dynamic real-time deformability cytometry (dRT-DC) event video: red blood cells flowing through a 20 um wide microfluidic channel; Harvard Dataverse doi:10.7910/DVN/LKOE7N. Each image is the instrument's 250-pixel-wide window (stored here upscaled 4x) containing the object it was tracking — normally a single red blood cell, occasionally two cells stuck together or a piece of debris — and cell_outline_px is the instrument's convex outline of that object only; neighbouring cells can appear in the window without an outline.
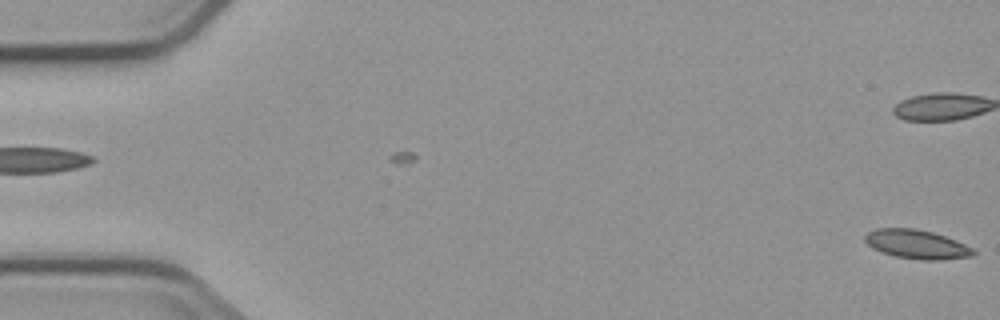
{"species": "common noctule bat (a hibernating species)", "species_latin": "Nyctalus noctula", "temperature_condition": "cold", "stored_images_in_passage": 3, "camera_frame_rate_fps": 3000, "um_per_image_px": 0.085, "animal": {"sex": "male", "body_mass_g": 23.1, "forearm_length_mm": 52.7}, "frame": {"image": 1, "passage_image": 3, "time_ms": 2.333, "image_size_px": [1000, 320], "cell_outline_px": [[976, 252], [972, 256], [940, 260], [920, 260], [896, 256], [872, 248], [864, 240], [864, 236], [868, 232], [876, 228], [916, 228], [932, 232], [956, 240], [972, 248]], "centroid_in_image_um": [77.91, 20.76], "position_along_channel_um": 7.1, "area_um2": 18.21}}